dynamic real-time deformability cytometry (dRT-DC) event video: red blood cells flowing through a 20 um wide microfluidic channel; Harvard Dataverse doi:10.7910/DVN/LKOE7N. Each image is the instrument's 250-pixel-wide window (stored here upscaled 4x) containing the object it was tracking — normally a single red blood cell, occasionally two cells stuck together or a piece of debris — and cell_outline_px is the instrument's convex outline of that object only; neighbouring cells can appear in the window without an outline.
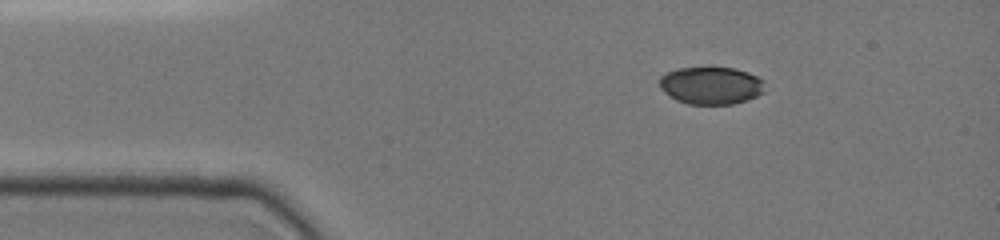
{"species": "common noctule bat (a hibernating species)", "species_latin": "Nyctalus noctula", "temperature_condition": "cold", "stored_images_in_passage": 73, "camera_frame_rate_fps": 3000, "um_per_image_px": 0.085, "animal": {"sex": "female", "body_mass_g": 19.0, "forearm_length_mm": 51.5}, "frame": {"image": 1, "passage_image": 1, "time_ms": 0.0, "image_size_px": [1000, 240], "cell_outline_px": [[764, 92], [748, 100], [732, 104], [688, 104], [676, 100], [664, 92], [660, 88], [660, 76], [676, 68], [732, 68], [748, 72], [764, 80]], "centroid_in_image_um": [60.44, 7.27], "position_along_channel_um": 24.6, "area_um2": 23.0}}
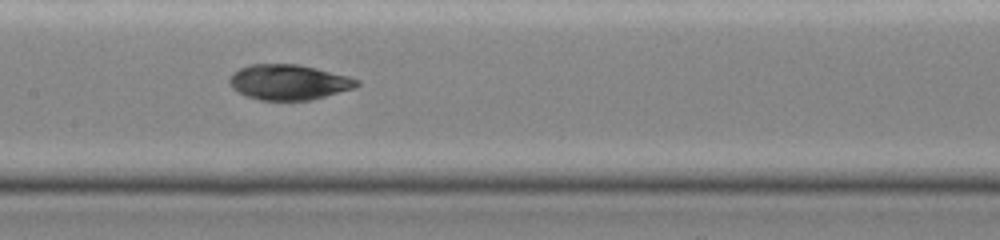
{"frame": {"image": 2, "passage_image": 28, "time_ms": 5.333, "image_size_px": [1000, 240], "cell_outline_px": [[360, 84], [356, 88], [312, 100], [260, 100], [244, 96], [236, 92], [228, 84], [228, 80], [232, 72], [248, 64], [300, 64], [348, 76], [360, 80]], "centroid_in_image_um": [24.52, 6.99], "position_along_channel_um": 182.9, "area_um2": 26.65}}
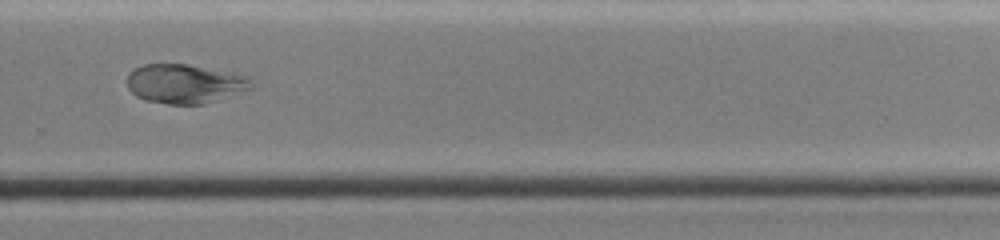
{"frame": {"image": 3, "passage_image": 46, "time_ms": 8.667, "image_size_px": [1000, 240], "cell_outline_px": [[252, 88], [200, 104], [168, 104], [144, 100], [136, 96], [128, 88], [128, 72], [132, 68], [144, 64], [188, 64], [248, 76]], "centroid_in_image_um": [15.62, 7.1], "position_along_channel_um": 314.2, "area_um2": 27.98}}